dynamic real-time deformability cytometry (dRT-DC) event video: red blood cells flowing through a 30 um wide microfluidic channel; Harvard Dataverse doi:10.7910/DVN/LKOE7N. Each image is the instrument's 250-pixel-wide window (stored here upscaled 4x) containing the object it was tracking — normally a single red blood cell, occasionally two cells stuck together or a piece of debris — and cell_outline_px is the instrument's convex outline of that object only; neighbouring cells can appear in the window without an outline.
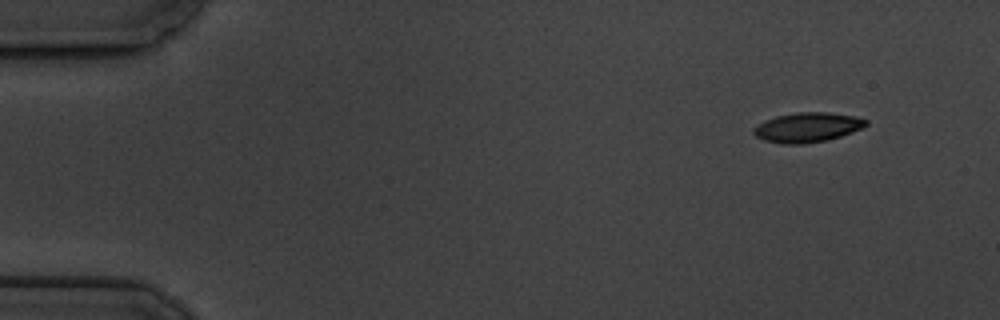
{"species": "common noctule bat (a hibernating species)", "species_latin": "Nyctalus noctula", "temperature_condition": "cold", "stored_images_in_passage": 10, "camera_frame_rate_fps": 3000, "um_per_image_px": 0.085, "animal": {"sex": "male", "body_mass_g": 19.5, "forearm_length_mm": 54.6}, "frame": {"image": 1, "passage_image": 1, "time_ms": 0.0, "image_size_px": [1000, 320], "cell_outline_px": [[868, 124], [852, 132], [828, 140], [804, 144], [784, 144], [764, 140], [756, 136], [752, 132], [752, 128], [756, 124], [776, 116], [796, 112], [828, 112], [856, 116], [868, 120]], "centroid_in_image_um": [68.61, 10.82], "position_along_channel_um": 16.4, "area_um2": 19.54}}
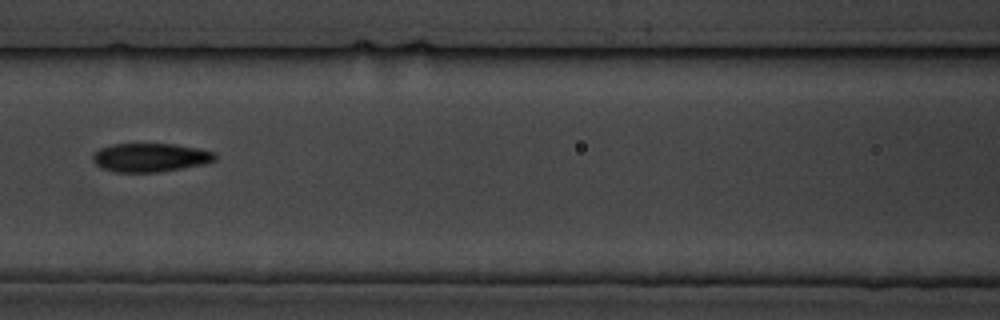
{"frame": {"image": 2, "passage_image": 7, "time_ms": 7.0, "image_size_px": [1000, 320], "cell_outline_px": [[216, 160], [204, 164], [156, 172], [116, 172], [100, 168], [92, 160], [92, 156], [100, 148], [112, 144], [172, 144], [196, 148], [212, 152], [216, 156]], "centroid_in_image_um": [12.73, 13.39], "position_along_channel_um": 153.9, "area_um2": 20.17}}
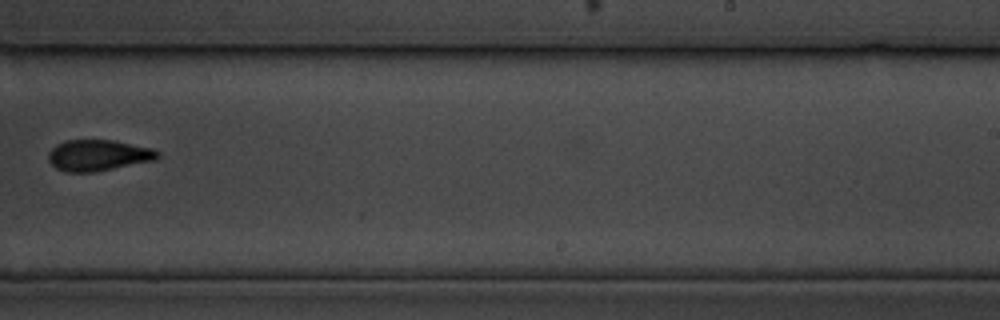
{"frame": {"image": 3, "passage_image": 10, "time_ms": 10.667, "image_size_px": [1000, 320], "cell_outline_px": [[160, 156], [156, 160], [96, 172], [64, 172], [56, 168], [48, 160], [48, 152], [56, 144], [64, 140], [112, 140], [152, 148], [160, 152]], "centroid_in_image_um": [8.35, 13.2], "position_along_channel_um": 280.7, "area_um2": 20.0}}